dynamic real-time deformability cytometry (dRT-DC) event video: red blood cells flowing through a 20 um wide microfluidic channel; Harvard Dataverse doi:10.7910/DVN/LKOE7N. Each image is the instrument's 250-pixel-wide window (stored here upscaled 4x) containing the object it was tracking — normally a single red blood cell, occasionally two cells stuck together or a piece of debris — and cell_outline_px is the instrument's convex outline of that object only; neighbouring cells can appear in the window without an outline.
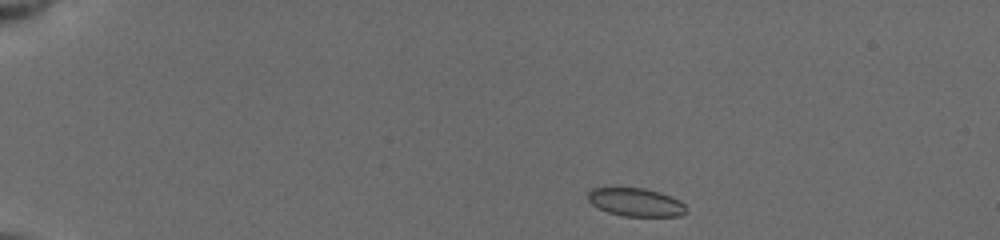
{"species": "common noctule bat (a hibernating species)", "species_latin": "Nyctalus noctula", "temperature_condition": "cold", "stored_images_in_passage": 14, "camera_frame_rate_fps": 3000, "um_per_image_px": 0.085, "animal": {"sex": "female", "body_mass_g": 19.5, "forearm_length_mm": 54.1}, "frame": {"image": 1, "passage_image": 1, "time_ms": 0.0, "image_size_px": [1000, 240], "cell_outline_px": [[688, 212], [680, 216], [624, 216], [608, 212], [592, 204], [588, 200], [588, 192], [592, 188], [644, 188], [660, 192], [680, 200], [684, 204]], "centroid_in_image_um": [54.07, 17.19], "position_along_channel_um": 30.9, "area_um2": 16.13}}
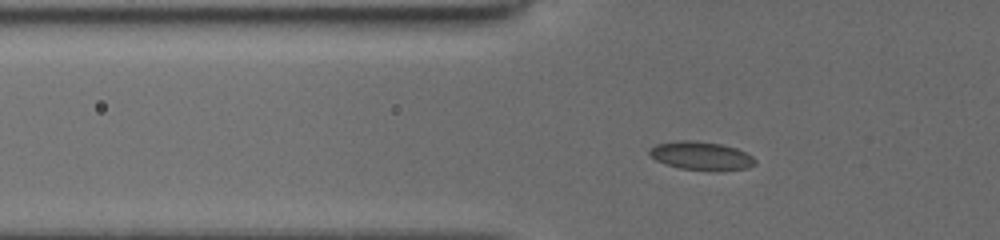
{"frame": {"image": 2, "passage_image": 11, "time_ms": 3.0, "image_size_px": [1000, 240], "cell_outline_px": [[756, 164], [748, 168], [720, 172], [716, 172], [680, 168], [656, 160], [648, 152], [648, 148], [656, 144], [680, 140], [696, 140], [720, 144], [736, 148], [752, 156], [756, 160]], "centroid_in_image_um": [59.63, 13.26], "position_along_channel_um": 66.2, "area_um2": 17.74}}
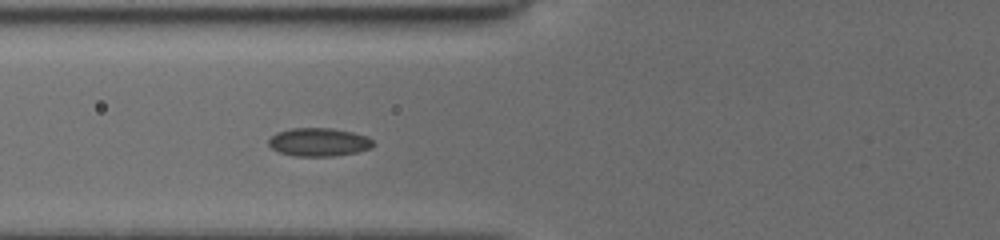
{"frame": {"image": 3, "passage_image": 14, "time_ms": 4.0, "image_size_px": [1000, 240], "cell_outline_px": [[376, 144], [372, 148], [356, 152], [332, 156], [292, 156], [280, 152], [272, 148], [268, 144], [268, 140], [276, 132], [292, 128], [332, 128], [352, 132], [368, 136]], "centroid_in_image_um": [27.12, 12.07], "position_along_channel_um": 98.7, "area_um2": 17.34}}